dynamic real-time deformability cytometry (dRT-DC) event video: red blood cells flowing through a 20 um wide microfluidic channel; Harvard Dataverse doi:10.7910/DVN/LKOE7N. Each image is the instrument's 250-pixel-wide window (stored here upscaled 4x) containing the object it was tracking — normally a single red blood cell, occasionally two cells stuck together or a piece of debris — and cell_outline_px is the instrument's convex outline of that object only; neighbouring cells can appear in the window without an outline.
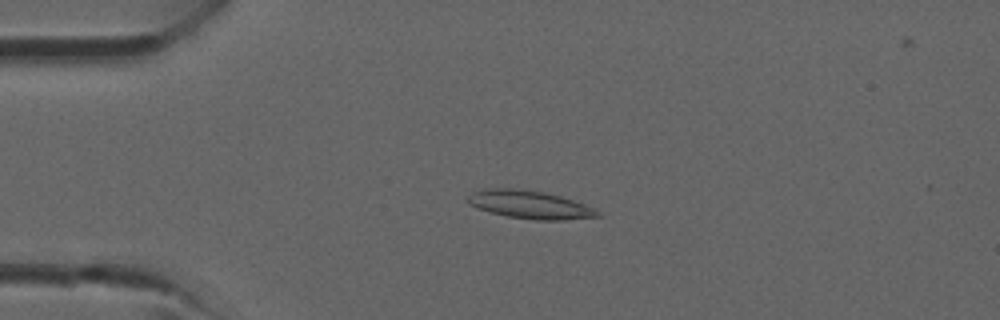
{"species": "common noctule bat (a hibernating species)", "species_latin": "Nyctalus noctula", "temperature_condition": "room temperature", "stored_images_in_passage": 37, "camera_frame_rate_fps": 3000, "um_per_image_px": 0.085, "animal": {"sex": "male", "forearm_length_mm": 52.5}, "frame": {"image": 1, "passage_image": 8, "time_ms": 2.333, "image_size_px": [1000, 320], "cell_outline_px": [[604, 216], [564, 220], [536, 220], [508, 216], [488, 212], [468, 204], [468, 196], [472, 192], [484, 188], [520, 188], [544, 192], [560, 196], [596, 208]], "centroid_in_image_um": [45.05, 17.39], "position_along_channel_um": 40.0, "area_um2": 21.44}}
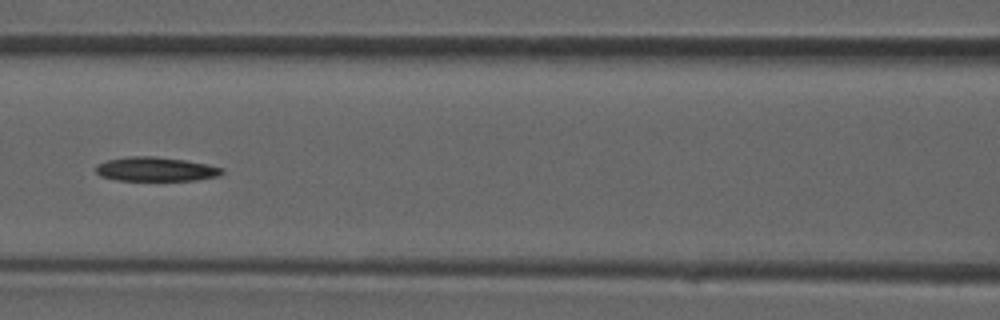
{"frame": {"image": 2, "passage_image": 16, "time_ms": 5.0, "image_size_px": [1000, 320], "cell_outline_px": [[224, 172], [220, 176], [196, 180], [116, 180], [100, 176], [96, 172], [96, 164], [108, 160], [128, 156], [156, 156], [184, 160], [208, 164], [224, 168]], "centroid_in_image_um": [13.26, 14.38], "position_along_channel_um": 153.3, "area_um2": 17.86}}
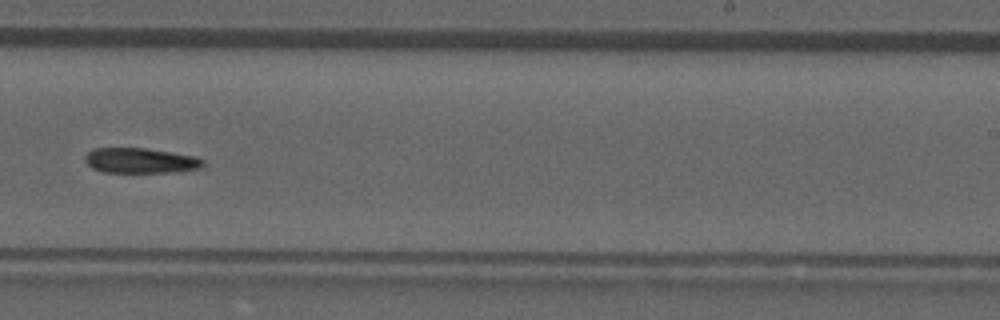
{"frame": {"image": 3, "passage_image": 23, "time_ms": 7.333, "image_size_px": [1000, 320], "cell_outline_px": [[204, 168], [176, 172], [104, 172], [92, 168], [84, 160], [84, 156], [92, 148], [144, 148], [196, 156], [204, 160]], "centroid_in_image_um": [11.96, 13.65], "position_along_channel_um": 277.0, "area_um2": 17.46}}